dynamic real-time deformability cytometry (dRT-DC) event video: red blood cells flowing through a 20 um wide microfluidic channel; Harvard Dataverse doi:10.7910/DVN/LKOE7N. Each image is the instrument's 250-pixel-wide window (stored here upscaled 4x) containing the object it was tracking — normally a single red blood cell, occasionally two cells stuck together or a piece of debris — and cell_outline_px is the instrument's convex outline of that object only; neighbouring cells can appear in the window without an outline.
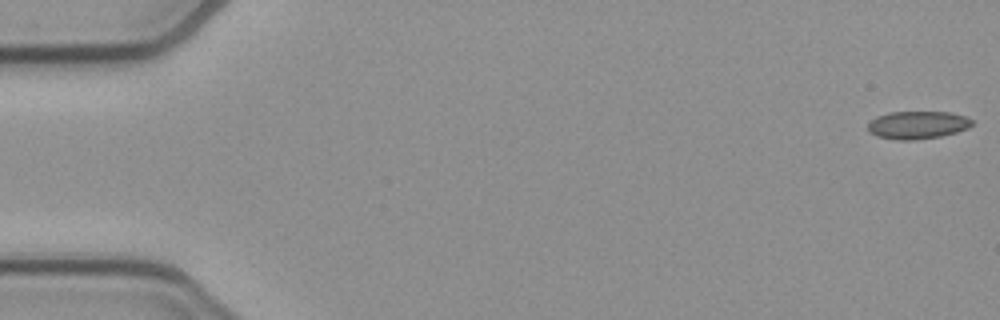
{"species": "common noctule bat (a hibernating species)", "species_latin": "Nyctalus noctula", "temperature_condition": "cold", "stored_images_in_passage": 53, "camera_frame_rate_fps": 3000, "um_per_image_px": 0.085, "animal": {"sex": "female", "body_mass_g": 21.9}, "frame": {"image": 1, "passage_image": 1, "time_ms": 0.0, "image_size_px": [1000, 320], "cell_outline_px": [[972, 124], [968, 128], [956, 132], [940, 136], [912, 140], [900, 140], [876, 136], [868, 132], [868, 124], [876, 116], [892, 112], [948, 112], [964, 116], [972, 120]], "centroid_in_image_um": [77.96, 10.62], "position_along_channel_um": 7.0, "area_um2": 16.7}}
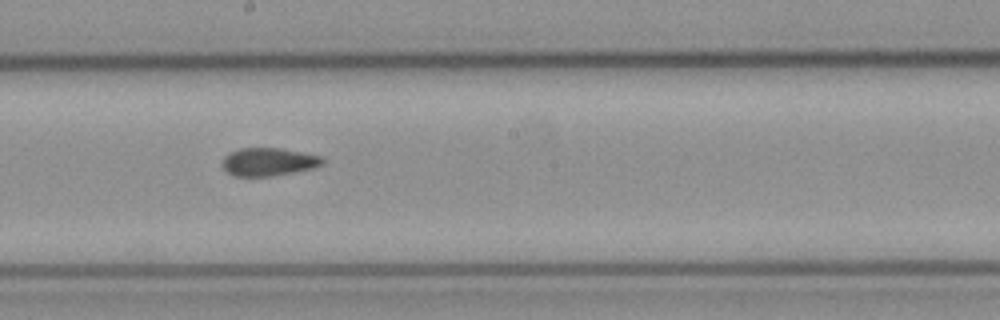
{"frame": {"image": 2, "passage_image": 29, "time_ms": 9.333, "image_size_px": [1000, 320], "cell_outline_px": [[324, 164], [312, 168], [296, 172], [272, 176], [232, 176], [220, 164], [224, 156], [228, 152], [240, 148], [280, 148], [320, 156], [324, 160]], "centroid_in_image_um": [22.78, 13.76], "position_along_channel_um": 225.4, "area_um2": 16.47}}
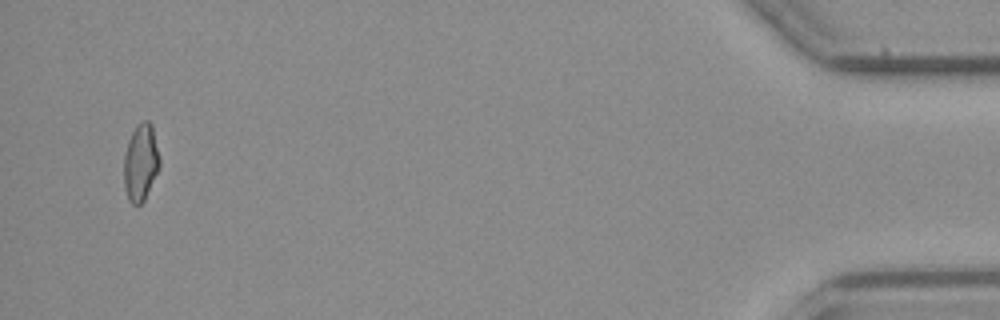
{"frame": {"image": 3, "passage_image": 51, "time_ms": 16.667, "image_size_px": [1000, 320], "cell_outline_px": [[160, 168], [144, 200], [136, 208], [128, 200], [124, 188], [124, 156], [128, 140], [136, 124], [144, 120], [148, 120], [152, 124], [160, 156]], "centroid_in_image_um": [11.97, 13.82], "position_along_channel_um": 423.2, "area_um2": 16.42}, "authors_computed_cell_mechanics": {"area_um2": 16.8198, "velocity_mm_per_s": 3.8846, "shape_relaxation_time_tau1_ms": 8.778, "shape_relaxation_time_tau2_ms": 2.5247, "deformation_change_tau1": 0.1445, "deformation_change_tau2": 0.0953}}